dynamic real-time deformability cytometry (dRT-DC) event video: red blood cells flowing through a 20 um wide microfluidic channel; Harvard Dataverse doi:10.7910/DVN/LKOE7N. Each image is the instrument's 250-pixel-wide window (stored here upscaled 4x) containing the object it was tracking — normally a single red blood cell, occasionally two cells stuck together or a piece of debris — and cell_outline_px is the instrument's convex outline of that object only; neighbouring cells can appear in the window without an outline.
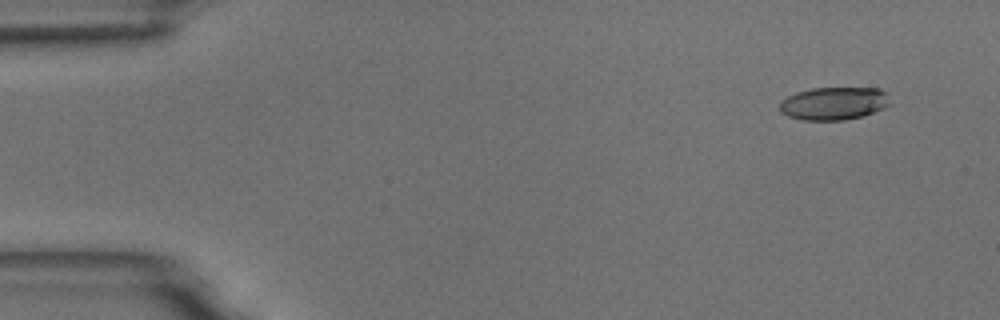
{"species": "common noctule bat (a hibernating species)", "species_latin": "Nyctalus noctula", "temperature_condition": "room temperature", "stored_images_in_passage": 9, "camera_frame_rate_fps": 3000, "um_per_image_px": 0.085, "animal": {"sex": "male", "body_mass_g": 18.8}, "frame": {"image": 1, "passage_image": 1, "time_ms": 0.0, "image_size_px": [1000, 320], "cell_outline_px": [[892, 104], [884, 108], [864, 116], [844, 120], [804, 120], [788, 116], [780, 112], [780, 100], [796, 92], [812, 88], [880, 88], [888, 92]], "centroid_in_image_um": [70.93, 8.78], "position_along_channel_um": 14.1, "area_um2": 21.5}}
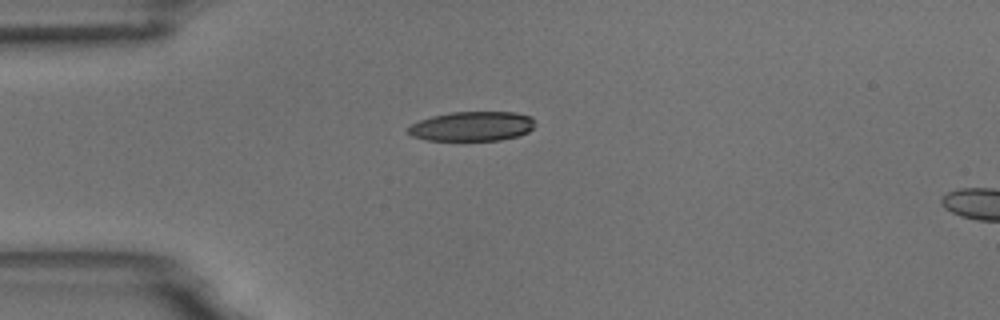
{"frame": {"image": 2, "passage_image": 4, "time_ms": 3.333, "image_size_px": [1000, 320], "cell_outline_px": [[536, 124], [528, 132], [516, 136], [500, 140], [428, 140], [412, 136], [408, 132], [408, 128], [412, 124], [420, 120], [432, 116], [452, 112], [516, 112], [532, 116]], "centroid_in_image_um": [40.16, 10.72], "position_along_channel_um": 44.8, "area_um2": 21.79}}
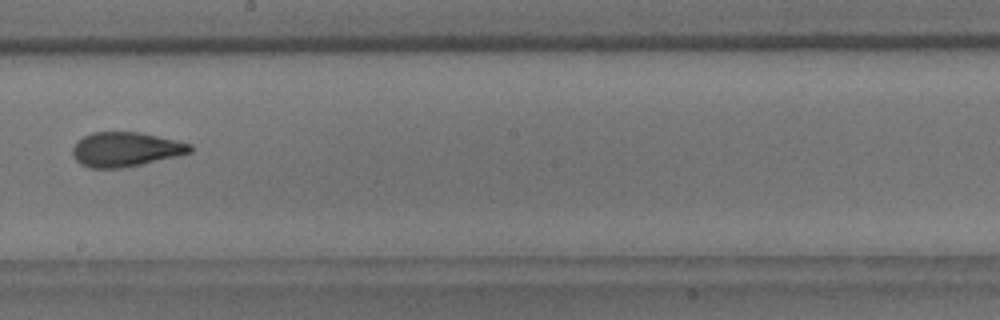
{"frame": {"image": 3, "passage_image": 9, "time_ms": 9.0, "image_size_px": [1000, 320], "cell_outline_px": [[192, 152], [176, 156], [140, 164], [120, 168], [88, 168], [80, 164], [72, 156], [72, 148], [76, 140], [92, 132], [140, 132], [176, 140], [192, 144]], "centroid_in_image_um": [10.63, 12.69], "position_along_channel_um": 237.6, "area_um2": 23.64}}